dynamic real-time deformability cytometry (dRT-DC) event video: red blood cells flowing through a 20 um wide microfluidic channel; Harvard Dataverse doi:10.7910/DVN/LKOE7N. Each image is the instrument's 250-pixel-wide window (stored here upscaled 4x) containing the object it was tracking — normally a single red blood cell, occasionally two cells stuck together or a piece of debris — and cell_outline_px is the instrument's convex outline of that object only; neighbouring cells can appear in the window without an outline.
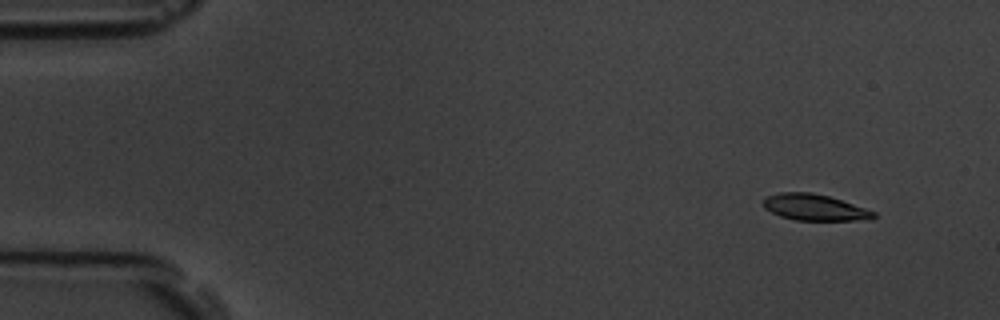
{"species": "common noctule bat (a hibernating species)", "species_latin": "Nyctalus noctula", "temperature_condition": "room temperature", "stored_images_in_passage": 10, "camera_frame_rate_fps": 3000, "um_per_image_px": 0.085, "animal": {"sex": "male", "body_mass_g": 19.5, "forearm_length_mm": 54.6}, "frame": {"image": 1, "passage_image": 1, "time_ms": 0.0, "image_size_px": [1000, 320], "cell_outline_px": [[876, 216], [872, 220], [796, 220], [780, 216], [764, 208], [764, 196], [780, 192], [812, 192], [828, 196], [876, 212]], "centroid_in_image_um": [69.23, 17.63], "position_along_channel_um": 15.8, "area_um2": 16.82}}
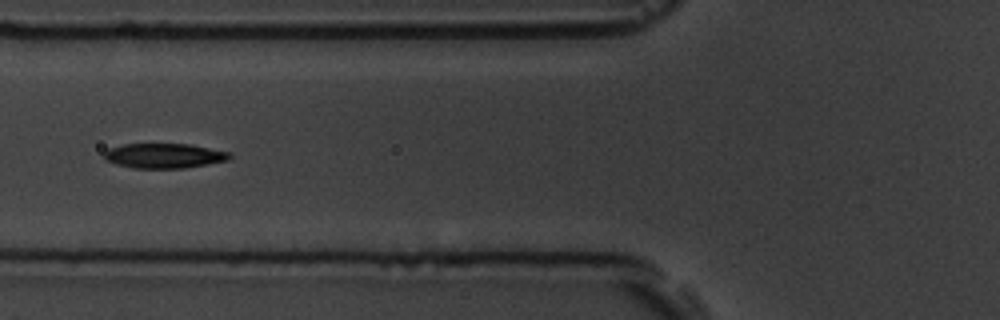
{"frame": {"image": 2, "passage_image": 6, "time_ms": 5.667, "image_size_px": [1000, 320], "cell_outline_px": [[232, 156], [228, 160], [184, 168], [132, 168], [116, 164], [104, 160], [104, 152], [108, 148], [124, 144], [192, 144], [228, 152]], "centroid_in_image_um": [13.91, 13.24], "position_along_channel_um": 111.9, "area_um2": 18.15}}
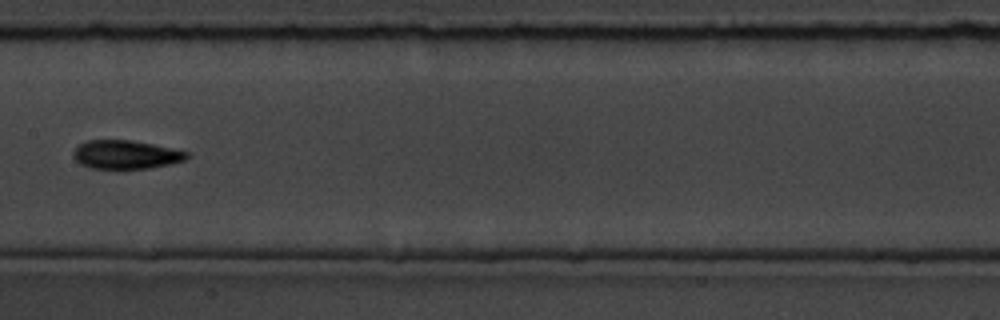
{"frame": {"image": 3, "passage_image": 8, "time_ms": 8.0, "image_size_px": [1000, 320], "cell_outline_px": [[188, 156], [184, 160], [172, 164], [148, 168], [116, 172], [88, 168], [80, 164], [72, 156], [72, 152], [80, 144], [88, 140], [132, 140], [152, 144], [188, 152]], "centroid_in_image_um": [10.63, 13.2], "position_along_channel_um": 196.8, "area_um2": 19.65}}